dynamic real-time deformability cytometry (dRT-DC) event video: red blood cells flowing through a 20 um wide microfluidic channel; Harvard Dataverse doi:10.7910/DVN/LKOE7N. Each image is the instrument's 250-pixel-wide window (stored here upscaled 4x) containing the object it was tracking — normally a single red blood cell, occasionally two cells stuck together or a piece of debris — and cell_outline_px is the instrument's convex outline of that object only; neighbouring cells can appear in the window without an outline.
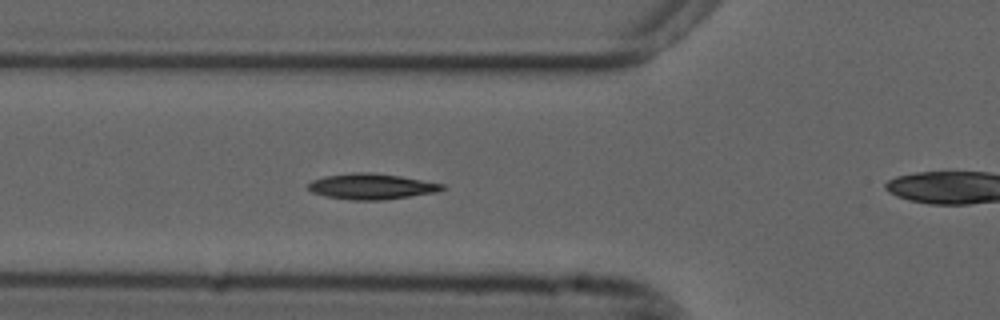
{"species": "common noctule bat (a hibernating species)", "species_latin": "Nyctalus noctula", "temperature_condition": "cold", "stored_images_in_passage": 56, "camera_frame_rate_fps": 3000, "um_per_image_px": 0.085, "animal": {"sex": "male", "forearm_length_mm": 52.5}, "frame": {"image": 1, "passage_image": 19, "time_ms": 6.0, "image_size_px": [1000, 320], "cell_outline_px": [[448, 188], [436, 192], [384, 200], [352, 200], [324, 196], [312, 192], [308, 188], [308, 184], [312, 180], [324, 176], [352, 172], [368, 172], [400, 176], [444, 184]], "centroid_in_image_um": [31.57, 15.85], "position_along_channel_um": 94.2, "area_um2": 20.11}}
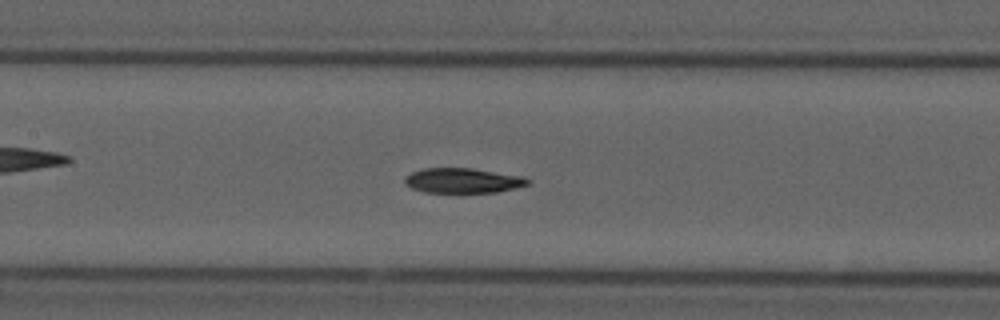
{"frame": {"image": 2, "passage_image": 25, "time_ms": 8.0, "image_size_px": [1000, 320], "cell_outline_px": [[532, 180], [528, 184], [496, 192], [424, 192], [412, 188], [404, 184], [404, 176], [412, 172], [424, 168], [472, 168], [524, 176]], "centroid_in_image_um": [39.32, 15.34], "position_along_channel_um": 168.1, "area_um2": 17.86}}
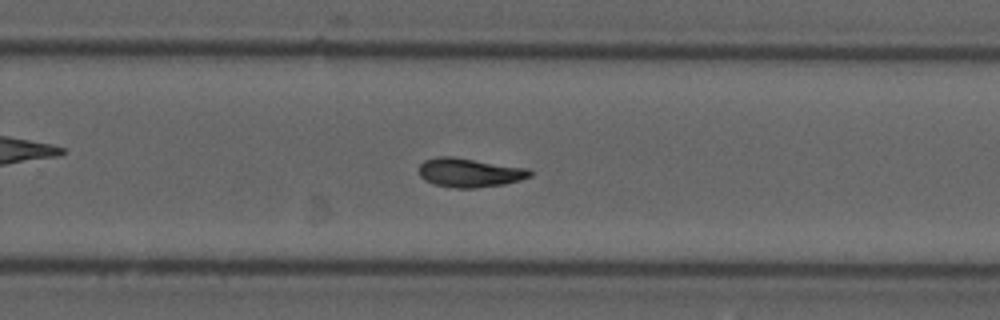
{"frame": {"image": 3, "passage_image": 35, "time_ms": 11.333, "image_size_px": [1000, 320], "cell_outline_px": [[532, 176], [520, 180], [504, 184], [476, 188], [452, 188], [432, 184], [424, 180], [420, 176], [420, 164], [424, 160], [436, 156], [452, 156], [528, 168], [532, 172]], "centroid_in_image_um": [39.9, 14.67], "position_along_channel_um": 289.9, "area_um2": 18.96}, "authors_computed_cell_mechanics": {"area_um2": 18.3515, "velocity_mm_per_s": 3.6775, "shape_relaxation_time_tau1_ms": null, "shape_relaxation_time_tau2_ms": 8.8925, "deformation_change_tau1": null, "deformation_change_tau2": 0.1275}}